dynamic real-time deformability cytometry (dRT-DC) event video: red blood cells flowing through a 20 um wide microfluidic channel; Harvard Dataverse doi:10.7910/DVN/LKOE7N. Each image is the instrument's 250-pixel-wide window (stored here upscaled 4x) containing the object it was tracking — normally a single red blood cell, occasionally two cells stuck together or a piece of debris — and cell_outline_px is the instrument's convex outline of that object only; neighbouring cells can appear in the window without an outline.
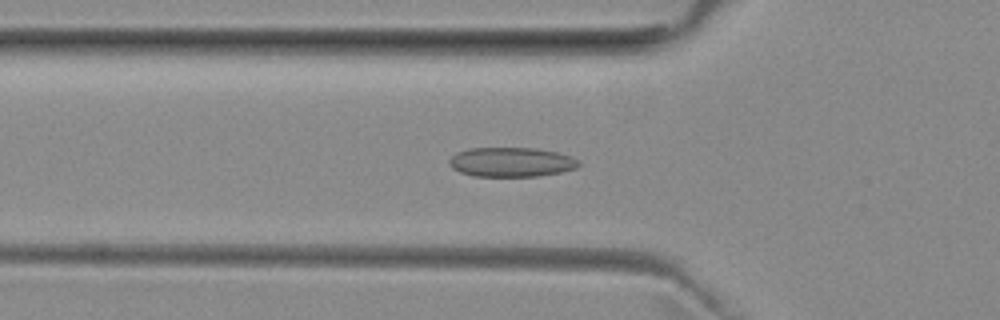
{"species": "common noctule bat (a hibernating species)", "species_latin": "Nyctalus noctula", "temperature_condition": "room temperature", "stored_images_in_passage": 36, "camera_frame_rate_fps": 3000, "um_per_image_px": 0.085, "animal": {"sex": "female", "body_mass_g": 29.2, "forearm_length_mm": 56.3}, "frame": {"image": 1, "passage_image": 2, "time_ms": 0.333, "image_size_px": [1000, 320], "cell_outline_px": [[580, 164], [576, 168], [560, 172], [540, 176], [472, 176], [460, 172], [452, 168], [448, 164], [448, 160], [456, 152], [468, 148], [536, 148], [556, 152], [572, 156], [580, 160]], "centroid_in_image_um": [43.45, 13.77], "position_along_channel_um": 82.4, "area_um2": 22.43}}
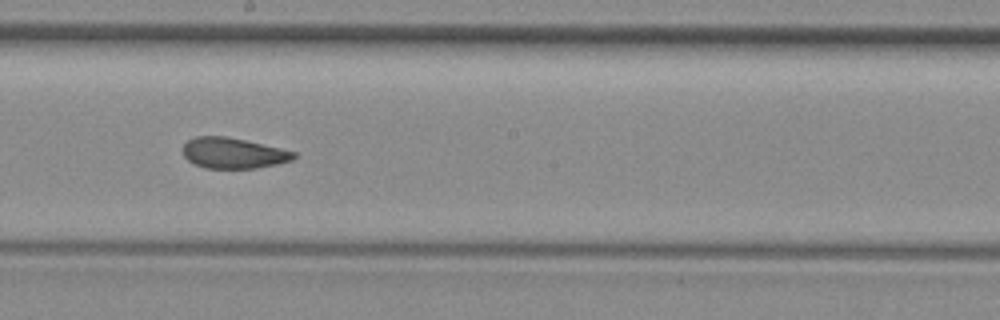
{"frame": {"image": 2, "passage_image": 13, "time_ms": 4.0, "image_size_px": [1000, 320], "cell_outline_px": [[296, 156], [292, 160], [276, 164], [256, 168], [204, 168], [192, 164], [184, 156], [184, 144], [188, 140], [196, 136], [224, 136], [244, 140], [280, 148], [296, 152]], "centroid_in_image_um": [19.81, 13.02], "position_along_channel_um": 228.4, "area_um2": 19.71}}
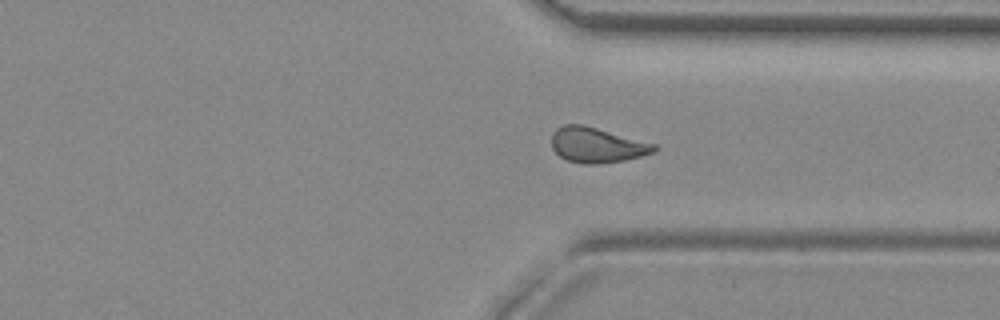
{"frame": {"image": 3, "passage_image": 23, "time_ms": 7.333, "image_size_px": [1000, 320], "cell_outline_px": [[660, 148], [656, 152], [624, 160], [600, 164], [584, 164], [568, 160], [560, 156], [552, 148], [552, 132], [556, 128], [564, 124], [584, 124], [656, 144]], "centroid_in_image_um": [50.75, 12.32], "position_along_channel_um": 360.6, "area_um2": 21.21}, "authors_computed_cell_mechanics": {"area_um2": 20.8369, "velocity_mm_per_s": 3.9686, "shape_relaxation_time_tau1_ms": null, "shape_relaxation_time_tau2_ms": 1.9634, "deformation_change_tau1": null, "deformation_change_tau2": 0.0775}}